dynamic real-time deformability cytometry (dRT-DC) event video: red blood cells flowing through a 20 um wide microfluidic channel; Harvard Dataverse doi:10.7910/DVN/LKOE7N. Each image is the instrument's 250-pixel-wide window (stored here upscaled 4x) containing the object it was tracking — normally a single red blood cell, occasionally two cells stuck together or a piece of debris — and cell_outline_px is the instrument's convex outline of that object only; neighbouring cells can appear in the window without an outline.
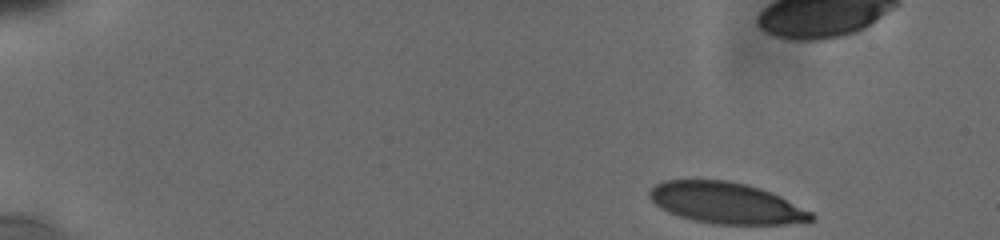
{"species": "human", "species_latin": "Homo sapiens", "temperature_condition": "cold", "stored_images_in_passage": 23, "camera_frame_rate_fps": 3000, "um_per_image_px": 0.085, "donor": {"sex": "male"}, "frame": {"image": 1, "passage_image": 1, "time_ms": 0.0, "image_size_px": [1000, 240], "cell_outline_px": [[816, 216], [812, 220], [784, 224], [712, 224], [692, 220], [668, 212], [660, 208], [648, 196], [648, 192], [656, 184], [664, 180], [728, 180], [748, 184], [772, 192], [812, 212]], "centroid_in_image_um": [61.71, 17.25], "position_along_channel_um": 23.3, "area_um2": 38.84}}
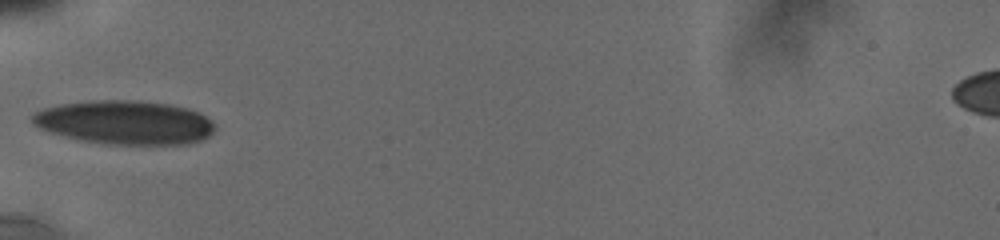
{"frame": {"image": 2, "passage_image": 18, "time_ms": 3.0, "image_size_px": [1000, 240], "cell_outline_px": [[216, 128], [208, 136], [200, 140], [188, 144], [104, 144], [80, 140], [64, 136], [40, 128], [32, 124], [32, 116], [36, 112], [44, 108], [60, 104], [92, 100], [140, 100], [172, 104], [188, 108], [200, 112], [212, 120]], "centroid_in_image_um": [10.64, 10.4], "position_along_channel_um": 74.4, "area_um2": 46.88}}